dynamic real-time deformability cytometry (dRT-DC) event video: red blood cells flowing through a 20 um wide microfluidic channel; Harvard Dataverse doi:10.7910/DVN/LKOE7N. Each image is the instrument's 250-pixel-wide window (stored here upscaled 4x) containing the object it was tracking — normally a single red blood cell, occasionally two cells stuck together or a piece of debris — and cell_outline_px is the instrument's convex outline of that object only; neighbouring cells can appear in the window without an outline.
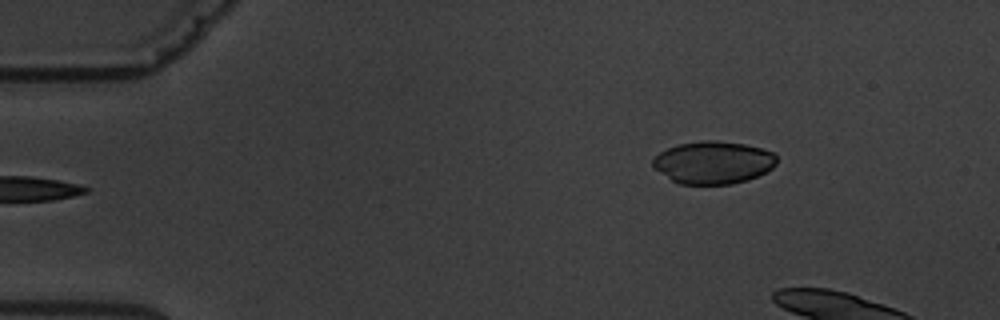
{"species": "common noctule bat (a hibernating species)", "species_latin": "Nyctalus noctula", "temperature_condition": "warm", "stored_images_in_passage": 4, "camera_frame_rate_fps": 3000, "um_per_image_px": 0.085, "animal": {"sex": "male", "body_mass_g": 19.5, "forearm_length_mm": 54.6}, "frame": {"image": 1, "passage_image": 4, "time_ms": 3.333, "image_size_px": [1000, 320], "cell_outline_px": [[776, 164], [772, 168], [748, 180], [732, 184], [680, 184], [672, 180], [656, 168], [652, 164], [652, 160], [660, 152], [668, 148], [680, 144], [700, 140], [716, 140], [744, 144], [760, 148], [772, 152], [776, 156]], "centroid_in_image_um": [60.64, 13.8], "position_along_channel_um": 24.4, "area_um2": 30.46}}